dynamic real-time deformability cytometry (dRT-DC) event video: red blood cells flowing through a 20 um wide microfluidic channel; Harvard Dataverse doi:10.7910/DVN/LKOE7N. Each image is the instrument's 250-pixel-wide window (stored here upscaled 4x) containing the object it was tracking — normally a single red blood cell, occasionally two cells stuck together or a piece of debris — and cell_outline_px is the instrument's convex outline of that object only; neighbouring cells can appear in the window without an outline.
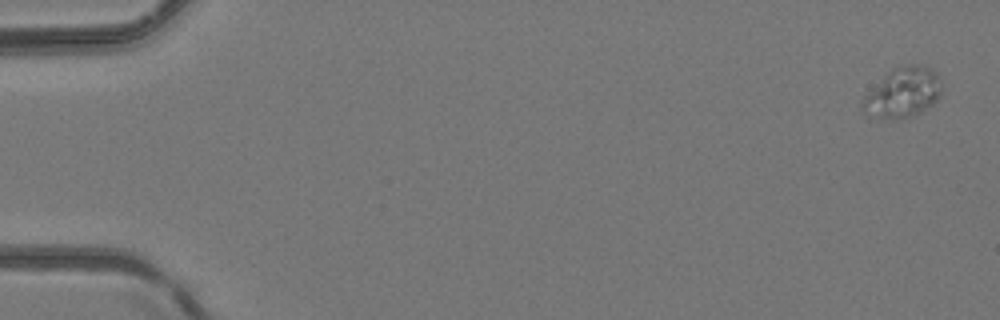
{"species": "common noctule bat (a hibernating species)", "species_latin": "Nyctalus noctula", "temperature_condition": "room temperature", "stored_images_in_passage": 2, "segment_of_instrument_passage": [2, 2], "camera_frame_rate_fps": 3000, "um_per_image_px": 0.085, "animal": {"sex": "female", "body_mass_g": 24.6, "forearm_length_mm": 56.2}, "frame": {"image": 1, "passage_image": 2, "time_ms": 0.333, "image_size_px": [1000, 320], "cell_outline_px": [[940, 96], [932, 104], [920, 112], [900, 120], [892, 120], [868, 116], [860, 104], [860, 100], [892, 68], [908, 64], [920, 64], [932, 68], [940, 76]], "centroid_in_image_um": [76.73, 7.87], "position_along_channel_um": 8.3, "area_um2": 23.18}}